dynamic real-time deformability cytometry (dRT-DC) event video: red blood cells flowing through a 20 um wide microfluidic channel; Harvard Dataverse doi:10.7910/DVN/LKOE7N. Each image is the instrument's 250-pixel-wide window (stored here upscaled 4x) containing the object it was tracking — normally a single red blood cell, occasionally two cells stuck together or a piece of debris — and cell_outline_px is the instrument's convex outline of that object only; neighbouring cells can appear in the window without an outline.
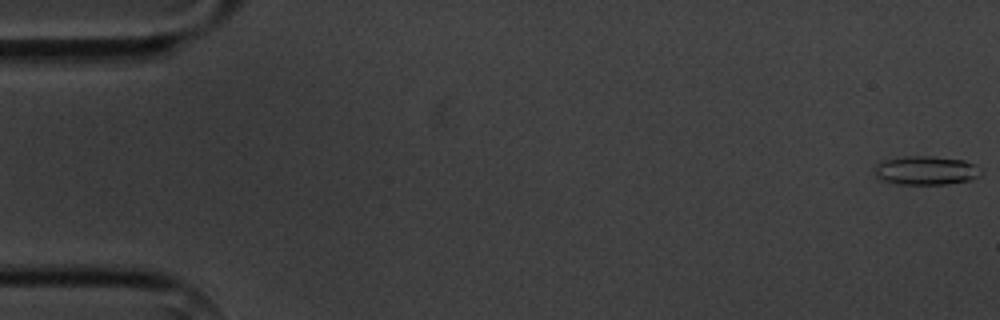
{"species": "common noctule bat (a hibernating species)", "species_latin": "Nyctalus noctula", "temperature_condition": "cold", "stored_images_in_passage": 5, "camera_frame_rate_fps": 3000, "um_per_image_px": 0.085, "animal": {"sex": "male", "body_mass_g": 20.1, "forearm_length_mm": 53.5}, "frame": {"image": 1, "passage_image": 1, "time_ms": 0.0, "image_size_px": [1000, 320], "cell_outline_px": [[984, 172], [980, 176], [972, 180], [948, 184], [896, 184], [880, 180], [876, 176], [876, 164], [880, 160], [904, 156], [936, 156], [964, 160], [972, 164]], "centroid_in_image_um": [78.7, 14.49], "position_along_channel_um": 6.3, "area_um2": 18.15}}